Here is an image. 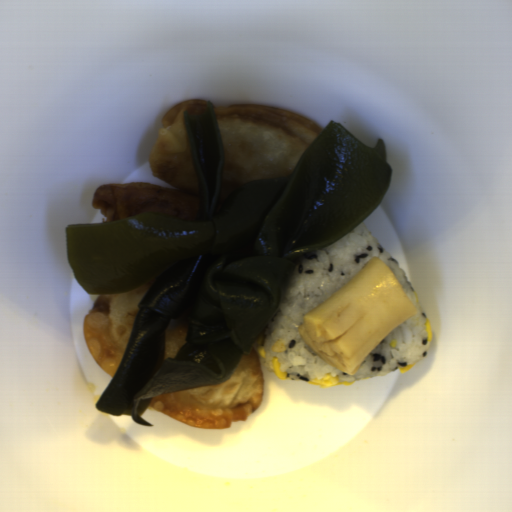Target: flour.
<instances>
[{"instance_id": "c2a2500e", "label": "flour", "mask_w": 512, "mask_h": 512, "mask_svg": "<svg viewBox=\"0 0 512 512\" xmlns=\"http://www.w3.org/2000/svg\"><path fill=\"white\" fill-rule=\"evenodd\" d=\"M223 163L214 216L227 197L253 180L291 177L322 131L304 116L274 107L232 103L213 107Z\"/></svg>"}, {"instance_id": "a7fe0414", "label": "flour", "mask_w": 512, "mask_h": 512, "mask_svg": "<svg viewBox=\"0 0 512 512\" xmlns=\"http://www.w3.org/2000/svg\"><path fill=\"white\" fill-rule=\"evenodd\" d=\"M208 102L192 99L169 108L153 142L148 164L153 177L171 188L145 182H111L98 186L91 207L102 213V224L143 213L195 220L199 211V178L191 156L184 111L202 115Z\"/></svg>"}, {"instance_id": "66d56a37", "label": "flour", "mask_w": 512, "mask_h": 512, "mask_svg": "<svg viewBox=\"0 0 512 512\" xmlns=\"http://www.w3.org/2000/svg\"><path fill=\"white\" fill-rule=\"evenodd\" d=\"M264 396V374L255 347L243 354L226 381L153 397L147 406L166 417L202 429H230L256 412Z\"/></svg>"}, {"instance_id": "cc3e68f7", "label": "flour", "mask_w": 512, "mask_h": 512, "mask_svg": "<svg viewBox=\"0 0 512 512\" xmlns=\"http://www.w3.org/2000/svg\"><path fill=\"white\" fill-rule=\"evenodd\" d=\"M157 277L133 291L97 293L83 321L87 347L101 369L114 377L124 357L143 299Z\"/></svg>"}, {"instance_id": "db9e18be", "label": "flour", "mask_w": 512, "mask_h": 512, "mask_svg": "<svg viewBox=\"0 0 512 512\" xmlns=\"http://www.w3.org/2000/svg\"><path fill=\"white\" fill-rule=\"evenodd\" d=\"M191 307L171 318L165 330V358H174L187 343Z\"/></svg>"}]
</instances>
